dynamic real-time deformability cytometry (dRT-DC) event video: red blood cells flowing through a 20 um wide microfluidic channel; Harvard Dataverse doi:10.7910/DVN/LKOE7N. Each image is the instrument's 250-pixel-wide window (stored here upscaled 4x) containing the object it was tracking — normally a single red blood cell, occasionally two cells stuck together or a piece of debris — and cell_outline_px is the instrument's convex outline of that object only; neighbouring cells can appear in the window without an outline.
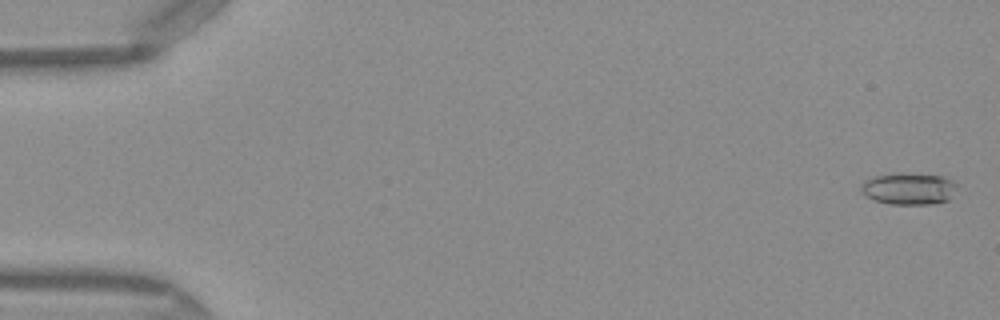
{"species": "Egyptian fruit bat (a non-hibernating species)", "species_latin": "Rousettus aegyptiacus", "temperature_condition": "warm", "stored_images_in_passage": 51, "camera_frame_rate_fps": 3000, "um_per_image_px": 0.085, "frame": {"image": 1, "passage_image": 2, "time_ms": 0.333, "image_size_px": [1000, 320], "cell_outline_px": [[956, 188], [948, 200], [932, 204], [888, 204], [864, 196], [860, 192], [860, 184], [864, 180], [872, 176], [944, 176], [952, 180], [956, 184]], "centroid_in_image_um": [77.2, 16.09], "position_along_channel_um": 7.8, "area_um2": 17.05}}
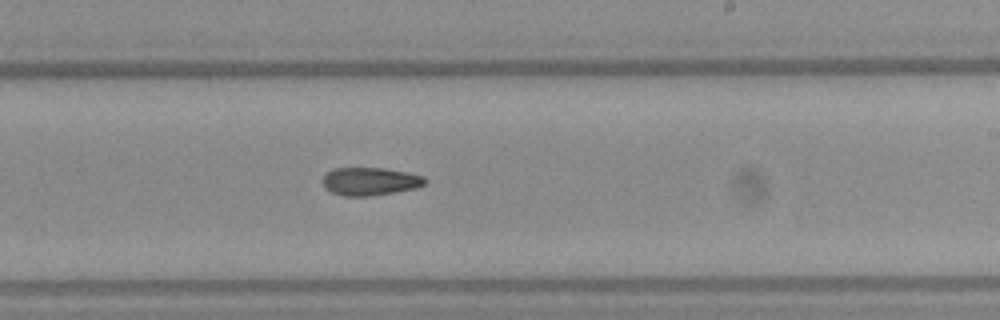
{"frame": {"image": 2, "passage_image": 31, "time_ms": 10.0, "image_size_px": [1000, 320], "cell_outline_px": [[428, 180], [424, 184], [416, 188], [396, 192], [372, 196], [344, 196], [332, 192], [324, 188], [324, 176], [332, 168], [384, 168], [408, 172], [424, 176]], "centroid_in_image_um": [31.49, 15.42], "position_along_channel_um": 257.5, "area_um2": 16.76}}
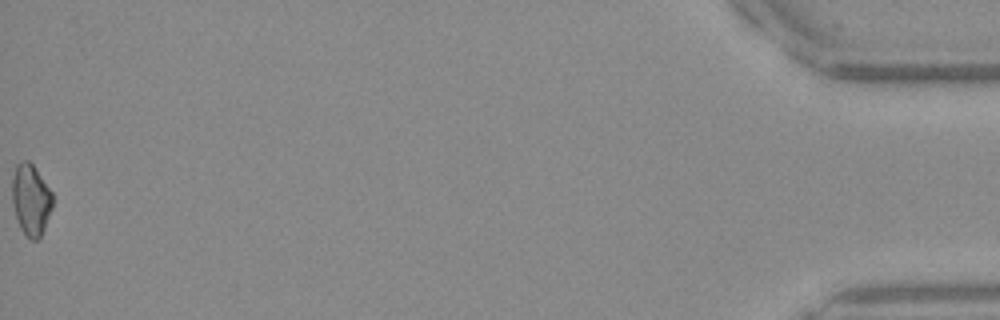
{"frame": {"image": 3, "passage_image": 51, "time_ms": 16.667, "image_size_px": [1000, 320], "cell_outline_px": [[52, 208], [44, 228], [40, 236], [36, 240], [32, 240], [20, 228], [12, 204], [12, 176], [16, 164], [24, 160], [28, 160], [32, 164], [52, 192]], "centroid_in_image_um": [2.61, 16.95], "position_along_channel_um": 432.6, "area_um2": 16.59}}